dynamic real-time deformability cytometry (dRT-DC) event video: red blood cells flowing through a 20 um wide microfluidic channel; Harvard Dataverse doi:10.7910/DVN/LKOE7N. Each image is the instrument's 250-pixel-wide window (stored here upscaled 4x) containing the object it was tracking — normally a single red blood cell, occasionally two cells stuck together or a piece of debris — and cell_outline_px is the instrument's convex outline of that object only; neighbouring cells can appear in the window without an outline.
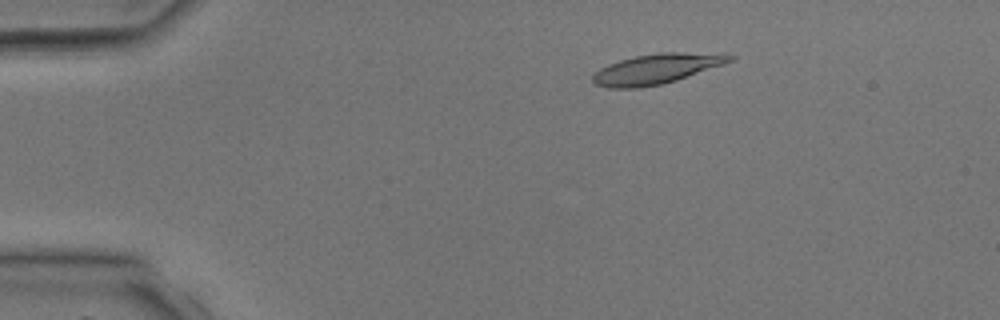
{"species": "common noctule bat (a hibernating species)", "species_latin": "Nyctalus noctula", "temperature_condition": "room temperature", "stored_images_in_passage": 3, "camera_frame_rate_fps": 3000, "um_per_image_px": 0.085, "animal": {"sex": "male", "body_mass_g": 17.9, "forearm_length_mm": 54.2}, "frame": {"image": 1, "passage_image": 1, "time_ms": 0.0, "image_size_px": [1000, 320], "cell_outline_px": [[736, 56], [732, 60], [724, 64], [664, 84], [636, 88], [608, 88], [596, 84], [592, 80], [592, 76], [600, 68], [608, 64], [620, 60], [636, 56], [660, 52], [728, 52]], "centroid_in_image_um": [55.88, 5.83], "position_along_channel_um": 29.1, "area_um2": 24.28}}